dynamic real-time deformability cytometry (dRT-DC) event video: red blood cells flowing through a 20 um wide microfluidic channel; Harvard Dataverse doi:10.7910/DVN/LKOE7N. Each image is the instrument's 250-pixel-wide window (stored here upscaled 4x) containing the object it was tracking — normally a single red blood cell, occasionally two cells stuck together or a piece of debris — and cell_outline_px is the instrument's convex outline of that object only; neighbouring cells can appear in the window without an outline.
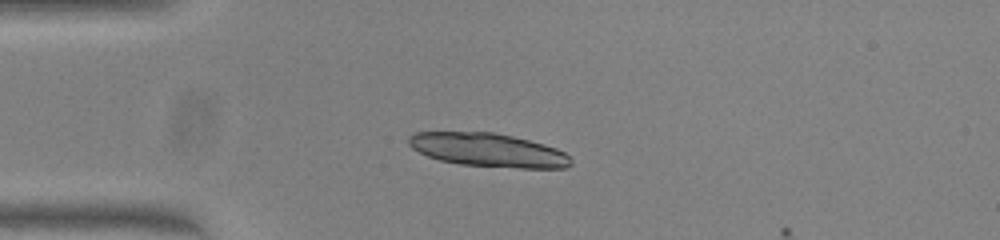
{"species": "common noctule bat (a hibernating species)", "species_latin": "Nyctalus noctula", "temperature_condition": "warm", "stored_images_in_passage": 4, "camera_frame_rate_fps": 3000, "um_per_image_px": 0.085, "animal": {"sex": "female", "body_mass_g": 23.0, "forearm_length_mm": 53.4}, "frame": {"image": 1, "passage_image": 1, "time_ms": 0.0, "image_size_px": [1000, 240], "cell_outline_px": [[572, 164], [564, 168], [520, 168], [460, 164], [440, 160], [428, 156], [412, 148], [408, 144], [408, 136], [412, 132], [492, 132], [512, 136], [544, 144], [556, 148], [564, 152], [572, 160]], "centroid_in_image_um": [41.48, 12.75], "position_along_channel_um": 43.5, "area_um2": 31.62}}